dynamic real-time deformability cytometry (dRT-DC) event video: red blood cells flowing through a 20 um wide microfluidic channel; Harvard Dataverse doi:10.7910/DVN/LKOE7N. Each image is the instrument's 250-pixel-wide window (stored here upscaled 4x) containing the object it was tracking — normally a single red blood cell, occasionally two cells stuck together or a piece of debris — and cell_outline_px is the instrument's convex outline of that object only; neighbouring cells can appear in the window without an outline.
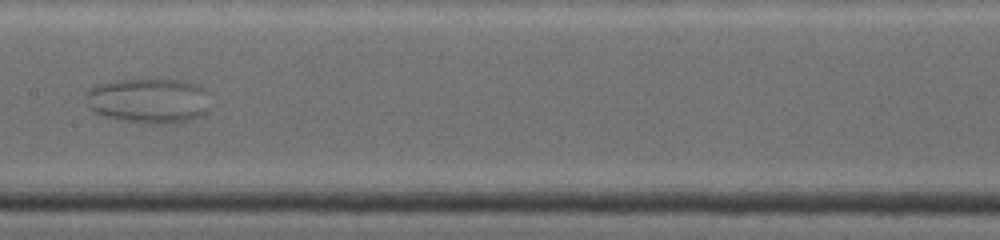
{"species": "common noctule bat (a hibernating species)", "species_latin": "Nyctalus noctula", "temperature_condition": "warm", "stored_images_in_passage": 36, "camera_frame_rate_fps": 4500, "um_per_image_px": 0.085, "animal": {"sex": "female", "body_mass_g": 19.0, "forearm_length_mm": 53.3}, "frame": {"image": 1, "passage_image": 13, "time_ms": 6.222, "image_size_px": [1000, 240], "cell_outline_px": [[208, 108], [200, 116], [192, 120], [176, 124], [144, 124], [104, 116], [96, 112], [88, 104], [88, 92], [92, 88], [100, 84], [120, 80], [176, 80], [192, 84], [196, 88]], "centroid_in_image_um": [12.57, 8.61], "position_along_channel_um": 194.8, "area_um2": 31.33}}